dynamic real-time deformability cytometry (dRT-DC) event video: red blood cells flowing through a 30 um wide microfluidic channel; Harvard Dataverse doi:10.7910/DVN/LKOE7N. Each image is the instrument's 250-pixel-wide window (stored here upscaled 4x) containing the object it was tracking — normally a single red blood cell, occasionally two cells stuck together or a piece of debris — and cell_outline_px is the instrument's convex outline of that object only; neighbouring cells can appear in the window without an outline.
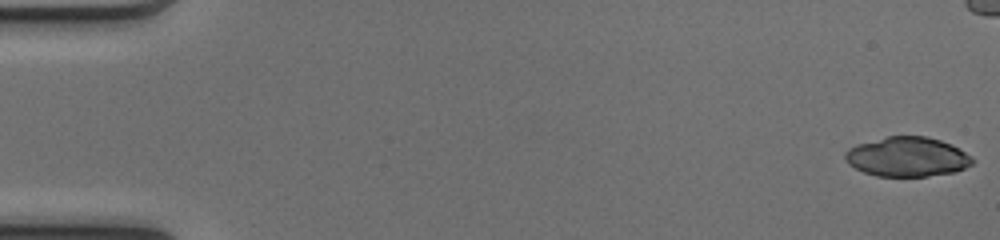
{"species": "common noctule bat (a hibernating species)", "species_latin": "Nyctalus noctula", "temperature_condition": "cold", "stored_images_in_passage": 44, "camera_frame_rate_fps": 3000, "um_per_image_px": 0.085, "animal": {"sex": "female", "body_mass_g": 17.0, "forearm_length_mm": 48.0}, "frame": {"image": 1, "passage_image": 1, "time_ms": 0.0, "image_size_px": [1000, 240], "cell_outline_px": [[976, 160], [972, 164], [964, 168], [952, 172], [928, 176], [876, 176], [864, 172], [848, 164], [844, 156], [844, 152], [848, 148], [856, 144], [888, 136], [924, 136], [940, 140], [952, 144], [972, 156]], "centroid_in_image_um": [77.11, 13.32], "position_along_channel_um": 7.9, "area_um2": 29.42}, "authors_computed_cell_mechanics": {"area_um2": 29.5358, "velocity_mm_per_s": 4.1276, "shape_relaxation_time_tau1_ms": 1.4996, "shape_relaxation_time_tau2_ms": 2.5133, "deformation_change_tau1": 0.3029, "deformation_change_tau2": 0.0862}}